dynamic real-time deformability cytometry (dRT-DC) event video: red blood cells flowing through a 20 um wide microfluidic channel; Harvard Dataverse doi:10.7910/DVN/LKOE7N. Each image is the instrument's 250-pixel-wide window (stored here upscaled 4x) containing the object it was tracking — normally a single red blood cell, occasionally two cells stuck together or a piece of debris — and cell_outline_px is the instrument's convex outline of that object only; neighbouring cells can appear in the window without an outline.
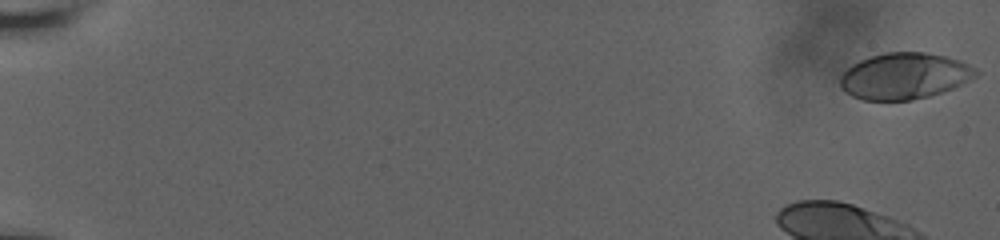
{"species": "human", "species_latin": "Homo sapiens", "temperature_condition": "room temperature", "stored_images_in_passage": 48, "camera_frame_rate_fps": 3000, "um_per_image_px": 0.085, "donor": {"sex": "male"}, "frame": {"image": 1, "passage_image": 1, "time_ms": 0.0, "image_size_px": [1000, 240], "cell_outline_px": [[980, 72], [976, 76], [952, 88], [928, 96], [912, 100], [864, 100], [852, 96], [844, 92], [840, 88], [840, 76], [852, 64], [868, 56], [884, 52], [924, 52], [944, 56], [960, 60], [976, 68]], "centroid_in_image_um": [76.84, 6.45], "position_along_channel_um": 8.2, "area_um2": 36.65}}
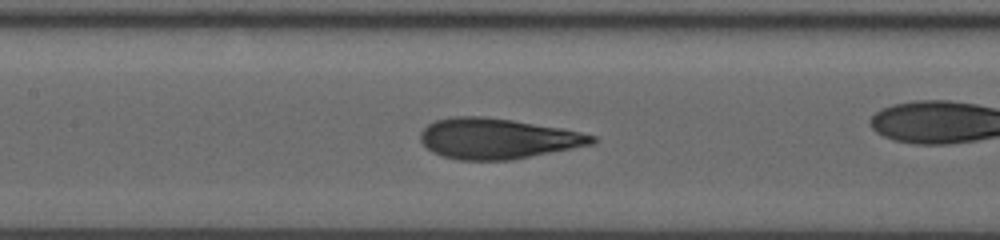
{"frame": {"image": 2, "passage_image": 29, "time_ms": 9.333, "image_size_px": [1000, 240], "cell_outline_px": [[596, 140], [592, 144], [512, 160], [460, 160], [440, 156], [432, 152], [420, 140], [420, 132], [428, 124], [436, 120], [452, 116], [484, 116], [512, 120], [560, 128], [580, 132], [596, 136]], "centroid_in_image_um": [42.24, 11.78], "position_along_channel_um": 165.2, "area_um2": 40.4}}
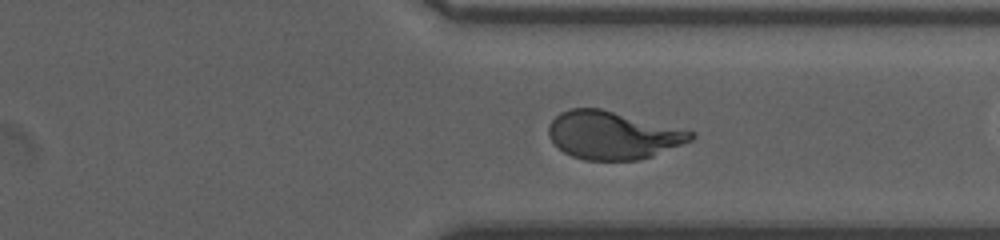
{"frame": {"image": 3, "passage_image": 45, "time_ms": 14.667, "image_size_px": [1000, 240], "cell_outline_px": [[696, 136], [692, 140], [652, 156], [636, 160], [584, 160], [572, 156], [564, 152], [548, 136], [548, 124], [560, 112], [568, 108], [600, 108], [696, 132]], "centroid_in_image_um": [52.07, 11.49], "position_along_channel_um": 359.3, "area_um2": 39.59}}